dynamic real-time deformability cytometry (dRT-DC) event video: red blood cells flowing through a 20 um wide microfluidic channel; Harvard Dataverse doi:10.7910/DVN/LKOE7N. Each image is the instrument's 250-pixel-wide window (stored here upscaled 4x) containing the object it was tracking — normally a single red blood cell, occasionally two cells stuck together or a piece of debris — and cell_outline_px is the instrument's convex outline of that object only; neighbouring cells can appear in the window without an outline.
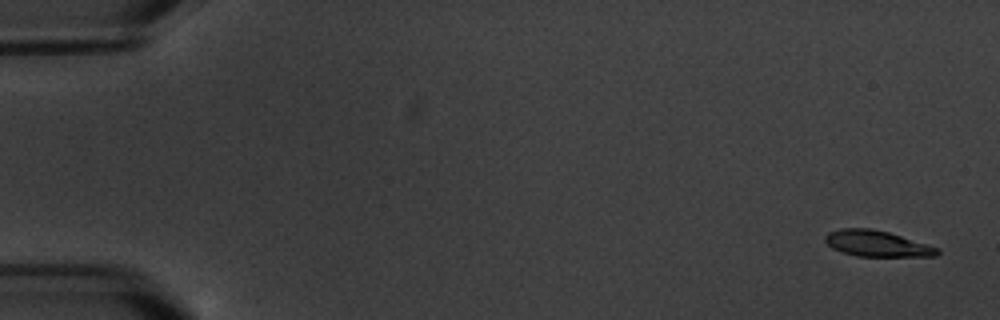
{"species": "common noctule bat (a hibernating species)", "species_latin": "Nyctalus noctula", "temperature_condition": "warm", "stored_images_in_passage": 8, "camera_frame_rate_fps": 3000, "um_per_image_px": 0.085, "animal": {"sex": "male", "body_mass_g": 20.1, "forearm_length_mm": 53.5}, "frame": {"image": 1, "passage_image": 1, "time_ms": 0.0, "image_size_px": [1000, 320], "cell_outline_px": [[940, 252], [936, 256], [856, 256], [832, 248], [824, 240], [824, 236], [828, 232], [840, 228], [868, 228], [888, 232], [940, 248]], "centroid_in_image_um": [74.53, 20.7], "position_along_channel_um": 10.5, "area_um2": 16.88}}
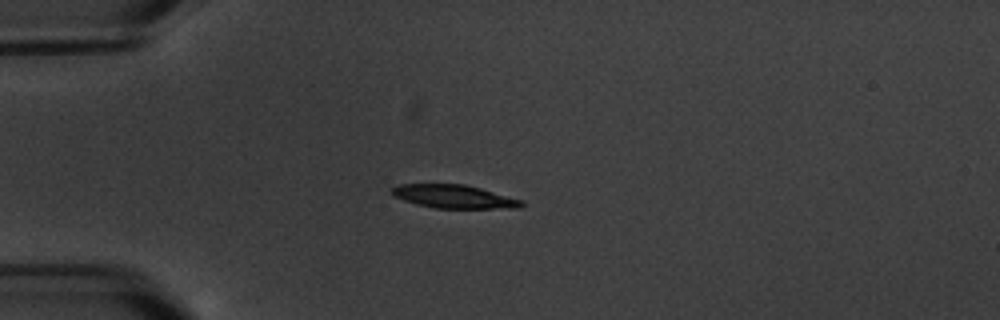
{"frame": {"image": 2, "passage_image": 5, "time_ms": 4.667, "image_size_px": [1000, 320], "cell_outline_px": [[524, 204], [520, 208], [436, 208], [416, 204], [392, 196], [392, 188], [396, 184], [464, 184], [480, 188], [524, 200]], "centroid_in_image_um": [38.59, 16.7], "position_along_channel_um": 46.4, "area_um2": 17.69}}